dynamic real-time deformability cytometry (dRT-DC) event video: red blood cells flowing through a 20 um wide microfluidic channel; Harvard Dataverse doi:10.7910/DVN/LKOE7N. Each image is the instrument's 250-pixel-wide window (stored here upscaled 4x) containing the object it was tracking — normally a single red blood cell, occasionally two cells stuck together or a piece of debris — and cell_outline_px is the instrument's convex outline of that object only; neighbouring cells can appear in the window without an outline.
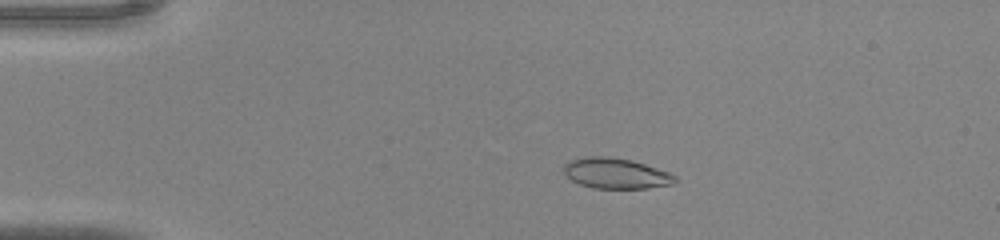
{"species": "common noctule bat (a hibernating species)", "species_latin": "Nyctalus noctula", "temperature_condition": "warm", "stored_images_in_passage": 45, "camera_frame_rate_fps": 3000, "um_per_image_px": 0.085, "animal": {"sex": "male", "body_mass_g": 20.0, "forearm_length_mm": 53.3}, "frame": {"image": 1, "passage_image": 10, "time_ms": 3.0, "image_size_px": [1000, 240], "cell_outline_px": [[680, 180], [672, 184], [648, 188], [592, 188], [580, 184], [572, 180], [564, 172], [564, 164], [568, 160], [588, 156], [608, 156], [632, 160], [668, 172], [676, 176]], "centroid_in_image_um": [52.35, 14.73], "position_along_channel_um": 32.6, "area_um2": 19.83}}
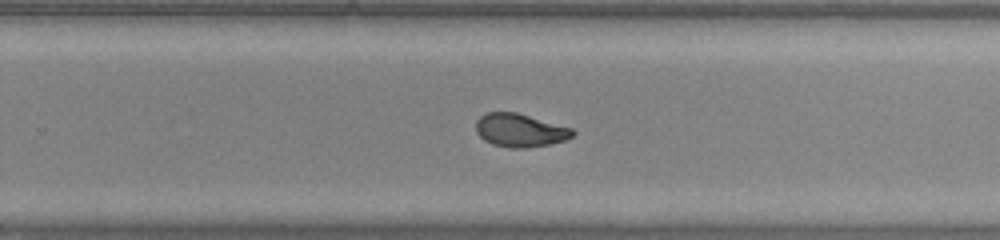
{"frame": {"image": 2, "passage_image": 30, "time_ms": 9.667, "image_size_px": [1000, 240], "cell_outline_px": [[576, 132], [568, 140], [528, 148], [512, 148], [492, 144], [484, 140], [476, 132], [476, 120], [480, 116], [488, 112], [516, 112], [572, 128]], "centroid_in_image_um": [44.2, 11.08], "position_along_channel_um": 285.6, "area_um2": 18.79}}
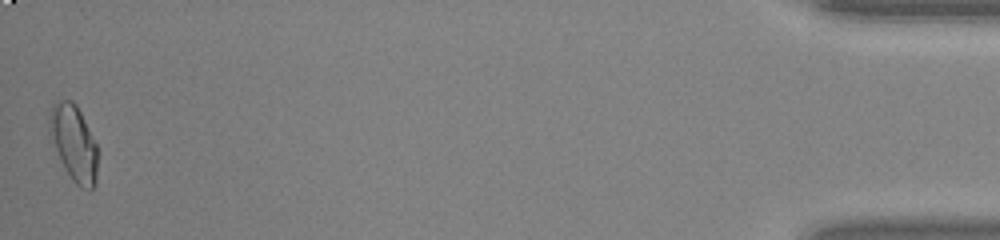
{"frame": {"image": 3, "passage_image": 45, "time_ms": 14.667, "image_size_px": [1000, 240], "cell_outline_px": [[96, 184], [88, 192], [80, 188], [72, 180], [64, 168], [60, 160], [48, 132], [48, 116], [52, 104], [60, 100], [72, 100], [76, 104], [96, 144]], "centroid_in_image_um": [6.24, 12.17], "position_along_channel_um": 429.0, "area_um2": 21.33}}